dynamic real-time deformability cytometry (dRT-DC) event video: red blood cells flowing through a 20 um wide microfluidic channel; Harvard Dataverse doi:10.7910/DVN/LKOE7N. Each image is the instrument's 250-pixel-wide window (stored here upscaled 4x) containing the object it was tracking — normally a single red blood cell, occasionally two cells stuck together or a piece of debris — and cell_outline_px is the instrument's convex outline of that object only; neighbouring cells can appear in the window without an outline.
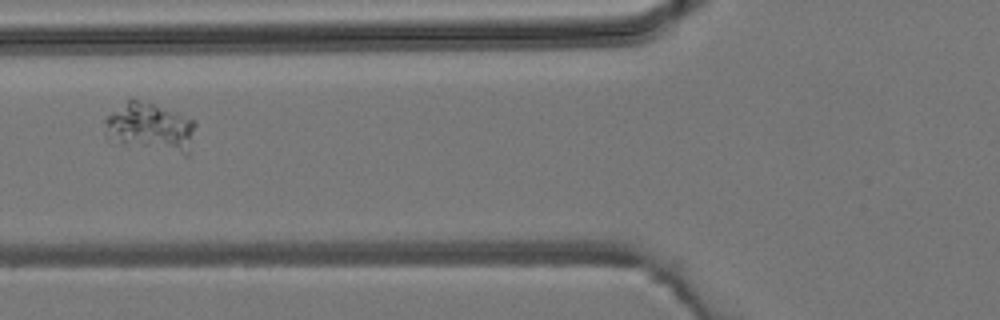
{"species": "common noctule bat (a hibernating species)", "species_latin": "Nyctalus noctula", "temperature_condition": "room temperature", "stored_images_in_passage": 6, "camera_frame_rate_fps": 3000, "um_per_image_px": 0.085, "animal": {"sex": "male", "body_mass_g": 19.2, "forearm_length_mm": 51.8}, "frame": {"image": 1, "passage_image": 6, "time_ms": 7.0, "image_size_px": [1000, 320], "cell_outline_px": [[196, 124], [188, 156], [184, 156], [108, 144], [104, 140], [104, 120], [108, 116], [128, 100], [136, 100], [152, 104], [196, 120]], "centroid_in_image_um": [12.71, 10.94], "position_along_channel_um": 113.1, "area_um2": 26.88}}